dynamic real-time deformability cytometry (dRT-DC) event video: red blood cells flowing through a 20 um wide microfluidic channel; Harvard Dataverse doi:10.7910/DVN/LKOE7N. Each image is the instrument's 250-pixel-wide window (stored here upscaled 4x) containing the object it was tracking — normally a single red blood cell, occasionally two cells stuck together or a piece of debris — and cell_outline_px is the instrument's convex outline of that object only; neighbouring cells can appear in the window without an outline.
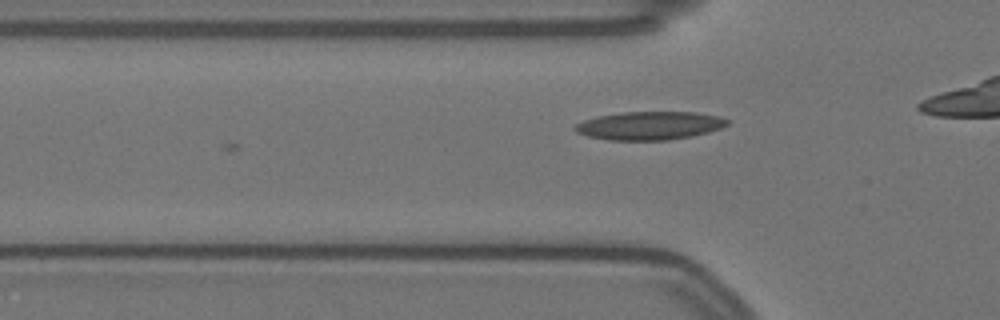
{"species": "Egyptian fruit bat (a non-hibernating species)", "species_latin": "Rousettus aegyptiacus", "temperature_condition": "warm", "stored_images_in_passage": 3, "camera_frame_rate_fps": 3000, "um_per_image_px": 0.085, "animal": {"sex": "female"}, "frame": {"image": 1, "passage_image": 3, "time_ms": 0.667, "image_size_px": [1000, 320], "cell_outline_px": [[728, 124], [720, 128], [708, 132], [692, 136], [668, 140], [608, 140], [588, 136], [576, 132], [572, 128], [576, 124], [584, 120], [596, 116], [624, 112], [696, 112], [720, 116], [728, 120]], "centroid_in_image_um": [55.2, 10.68], "position_along_channel_um": 70.6, "area_um2": 25.14}}